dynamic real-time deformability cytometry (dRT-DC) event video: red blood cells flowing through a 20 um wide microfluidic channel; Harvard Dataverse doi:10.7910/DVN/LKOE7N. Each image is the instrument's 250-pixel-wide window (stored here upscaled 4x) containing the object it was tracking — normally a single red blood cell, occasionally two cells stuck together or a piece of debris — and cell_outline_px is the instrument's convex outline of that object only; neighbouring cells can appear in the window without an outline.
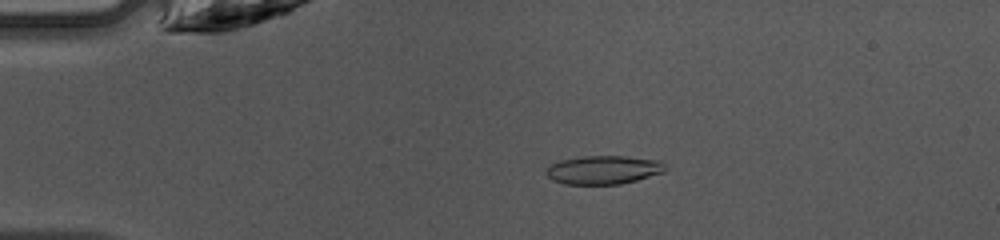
{"species": "common noctule bat (a hibernating species)", "species_latin": "Nyctalus noctula", "temperature_condition": "warm", "stored_images_in_passage": 47, "camera_frame_rate_fps": 3000, "um_per_image_px": 0.085, "animal": {"sex": "female", "body_mass_g": 10.0, "forearm_length_mm": 53.1}, "frame": {"image": 1, "passage_image": 10, "time_ms": 3.0, "image_size_px": [1000, 240], "cell_outline_px": [[664, 172], [636, 180], [620, 184], [564, 184], [552, 180], [544, 172], [552, 164], [560, 160], [584, 156], [628, 156], [660, 160], [664, 164]], "centroid_in_image_um": [51.29, 14.43], "position_along_channel_um": 33.7, "area_um2": 19.77}}
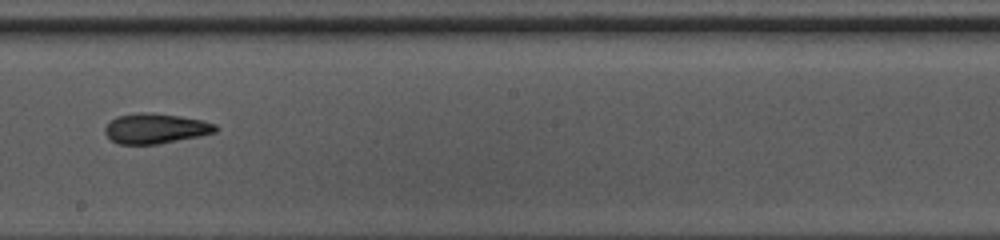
{"frame": {"image": 2, "passage_image": 27, "time_ms": 8.667, "image_size_px": [1000, 240], "cell_outline_px": [[216, 132], [200, 136], [156, 144], [120, 144], [112, 140], [104, 132], [104, 128], [116, 116], [140, 112], [152, 112], [180, 116], [200, 120], [216, 124]], "centroid_in_image_um": [13.21, 10.91], "position_along_channel_um": 235.0, "area_um2": 19.25}}
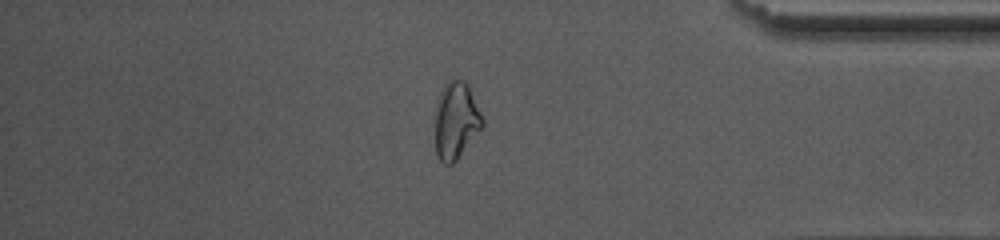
{"frame": {"image": 3, "passage_image": 40, "time_ms": 13.0, "image_size_px": [1000, 240], "cell_outline_px": [[484, 128], [456, 160], [452, 164], [444, 164], [436, 156], [436, 112], [440, 96], [444, 84], [452, 76], [464, 80], [468, 84], [484, 120]], "centroid_in_image_um": [38.8, 10.23], "position_along_channel_um": 396.4, "area_um2": 21.39}, "authors_computed_cell_mechanics": {"area_um2": 19.7676, "velocity_mm_per_s": 4.2514, "shape_relaxation_time_tau1_ms": 7.2057, "shape_relaxation_time_tau2_ms": 2.3962, "deformation_change_tau1": 0.1948, "deformation_change_tau2": 0.0913}}